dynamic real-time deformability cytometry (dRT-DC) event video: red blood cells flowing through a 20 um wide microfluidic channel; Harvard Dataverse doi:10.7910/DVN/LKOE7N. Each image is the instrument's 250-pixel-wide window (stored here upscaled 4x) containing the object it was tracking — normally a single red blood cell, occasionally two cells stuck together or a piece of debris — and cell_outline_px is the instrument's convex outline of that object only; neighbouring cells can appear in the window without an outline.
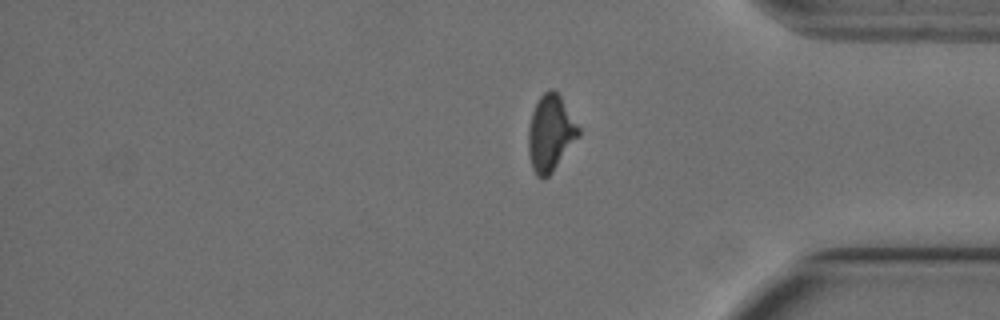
{"species": "Egyptian fruit bat (a non-hibernating species)", "species_latin": "Rousettus aegyptiacus", "temperature_condition": "cold", "stored_images_in_passage": 15, "segment_of_instrument_passage": [2, 2], "camera_frame_rate_fps": 3000, "um_per_image_px": 0.085, "animal": {"sex": "female"}, "frame": {"image": 1, "passage_image": 15, "time_ms": 4.667, "image_size_px": [1000, 320], "cell_outline_px": [[580, 136], [552, 172], [548, 176], [536, 176], [532, 168], [528, 152], [528, 128], [532, 112], [540, 96], [548, 88], [552, 88], [560, 96], [580, 128]], "centroid_in_image_um": [46.79, 11.31], "position_along_channel_um": 388.4, "area_um2": 22.2}}